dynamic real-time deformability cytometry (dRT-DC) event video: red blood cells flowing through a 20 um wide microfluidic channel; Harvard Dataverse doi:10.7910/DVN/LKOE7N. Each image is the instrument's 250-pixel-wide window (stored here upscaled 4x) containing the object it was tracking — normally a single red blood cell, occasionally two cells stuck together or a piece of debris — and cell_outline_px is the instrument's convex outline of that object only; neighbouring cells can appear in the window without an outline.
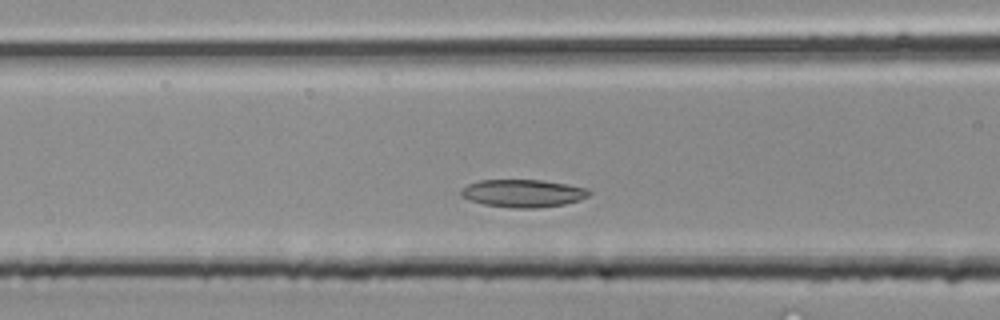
{"species": "common noctule bat (a hibernating species)", "species_latin": "Nyctalus noctula", "temperature_condition": "room temperature", "stored_images_in_passage": 23, "camera_frame_rate_fps": 3000, "um_per_image_px": 0.085, "animal": {"sex": "male", "body_mass_g": 20.4}, "frame": {"image": 1, "passage_image": 7, "time_ms": 2.0, "image_size_px": [1000, 320], "cell_outline_px": [[592, 192], [588, 196], [580, 200], [564, 204], [536, 208], [516, 208], [484, 204], [460, 196], [460, 188], [468, 184], [480, 180], [540, 180], [588, 188]], "centroid_in_image_um": [44.45, 16.43], "position_along_channel_um": 122.1, "area_um2": 20.58}}
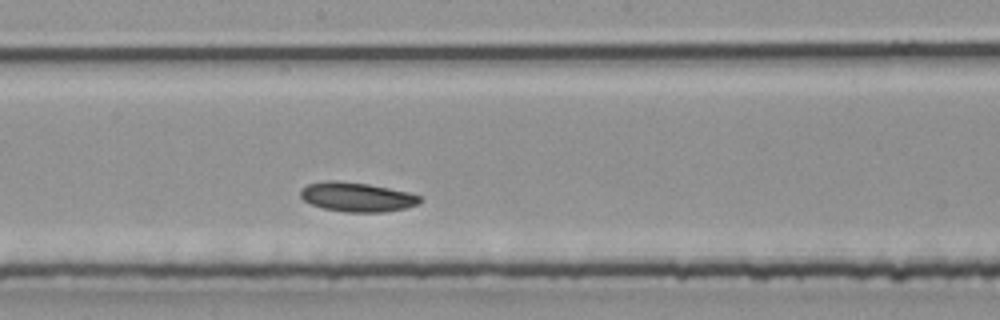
{"frame": {"image": 2, "passage_image": 12, "time_ms": 3.667, "image_size_px": [1000, 320], "cell_outline_px": [[424, 200], [416, 204], [404, 208], [384, 212], [344, 212], [324, 208], [312, 204], [304, 200], [300, 196], [300, 188], [308, 184], [328, 180], [336, 180], [368, 184], [408, 192], [420, 196]], "centroid_in_image_um": [30.32, 16.74], "position_along_channel_um": 217.9, "area_um2": 20.35}}
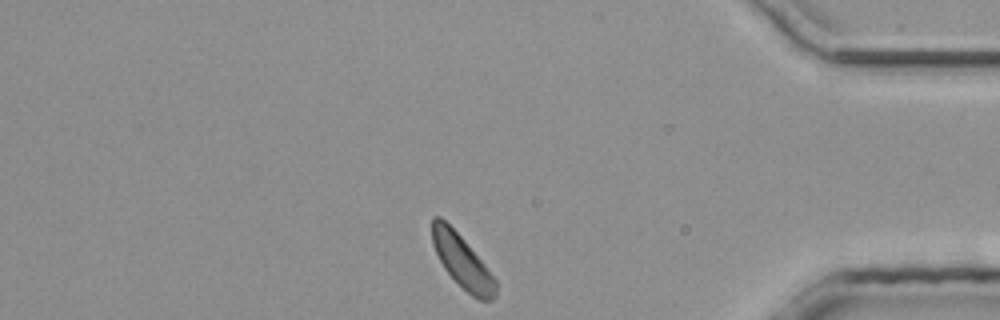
{"frame": {"image": 3, "passage_image": 23, "time_ms": 7.333, "image_size_px": [1000, 320], "cell_outline_px": [[496, 296], [492, 300], [480, 300], [472, 296], [444, 268], [432, 244], [432, 216], [440, 216], [464, 240], [484, 264], [496, 280]], "centroid_in_image_um": [39.28, 22.22], "position_along_channel_um": 395.9, "area_um2": 19.07}}